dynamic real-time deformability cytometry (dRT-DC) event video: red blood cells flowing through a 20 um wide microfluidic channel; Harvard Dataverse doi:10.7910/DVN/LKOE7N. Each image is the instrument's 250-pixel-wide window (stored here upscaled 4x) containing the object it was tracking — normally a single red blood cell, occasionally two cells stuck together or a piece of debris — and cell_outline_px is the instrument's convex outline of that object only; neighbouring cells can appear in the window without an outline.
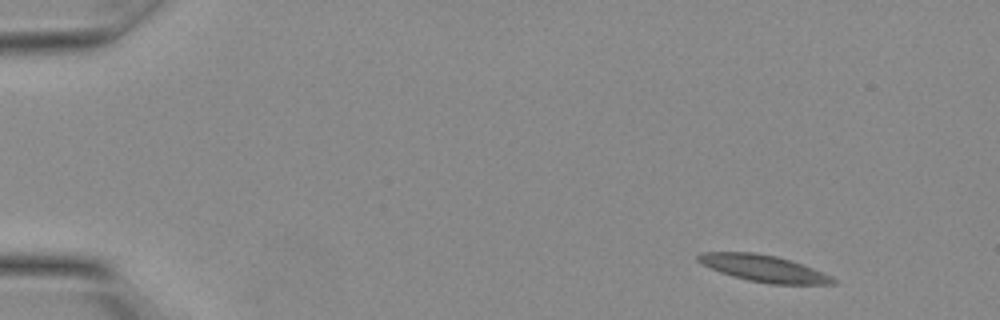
{"species": "Egyptian fruit bat (a non-hibernating species)", "species_latin": "Rousettus aegyptiacus", "temperature_condition": "warm", "stored_images_in_passage": 9, "camera_frame_rate_fps": 3000, "um_per_image_px": 0.085, "animal": {"sex": "female"}, "frame": {"image": 1, "passage_image": 1, "time_ms": 0.0, "image_size_px": [1000, 320], "cell_outline_px": [[836, 284], [772, 284], [748, 280], [732, 276], [720, 272], [696, 260], [696, 256], [704, 252], [752, 252], [776, 256], [812, 268], [832, 276], [836, 280]], "centroid_in_image_um": [64.91, 22.82], "position_along_channel_um": 20.1, "area_um2": 20.63}}
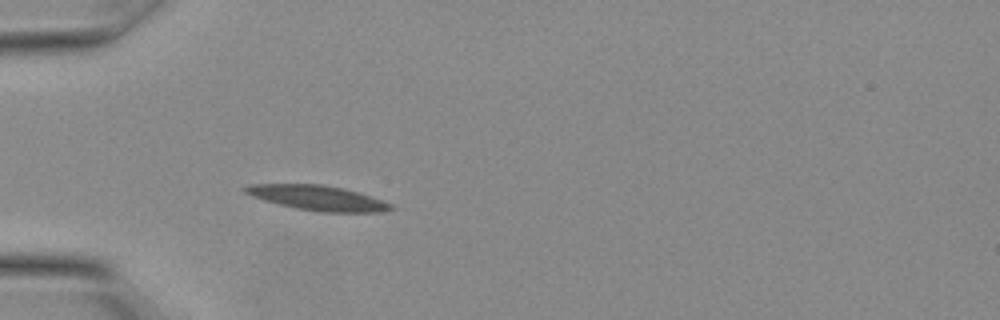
{"frame": {"image": 2, "passage_image": 7, "time_ms": 2.0, "image_size_px": [1000, 320], "cell_outline_px": [[396, 208], [376, 212], [320, 212], [296, 208], [264, 200], [252, 196], [244, 192], [240, 188], [248, 184], [320, 184], [340, 188], [356, 192], [392, 204]], "centroid_in_image_um": [26.93, 16.82], "position_along_channel_um": 58.1, "area_um2": 20.81}}
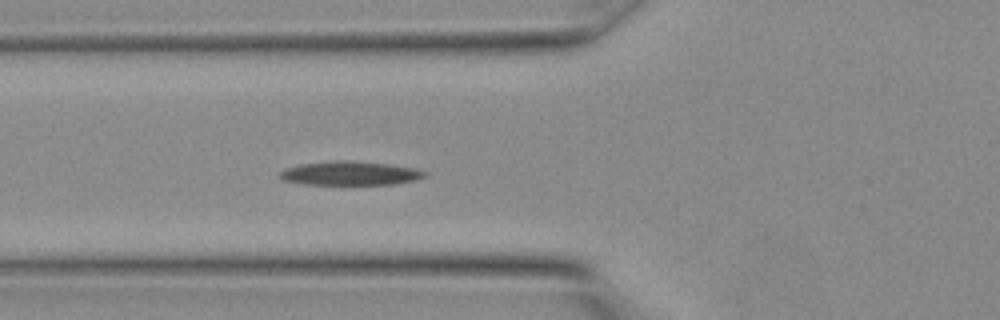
{"frame": {"image": 3, "passage_image": 9, "time_ms": 2.667, "image_size_px": [1000, 320], "cell_outline_px": [[428, 176], [416, 180], [392, 184], [304, 184], [284, 180], [276, 176], [284, 168], [300, 164], [336, 160], [388, 164], [412, 168], [428, 172]], "centroid_in_image_um": [29.73, 14.73], "position_along_channel_um": 96.1, "area_um2": 20.0}}